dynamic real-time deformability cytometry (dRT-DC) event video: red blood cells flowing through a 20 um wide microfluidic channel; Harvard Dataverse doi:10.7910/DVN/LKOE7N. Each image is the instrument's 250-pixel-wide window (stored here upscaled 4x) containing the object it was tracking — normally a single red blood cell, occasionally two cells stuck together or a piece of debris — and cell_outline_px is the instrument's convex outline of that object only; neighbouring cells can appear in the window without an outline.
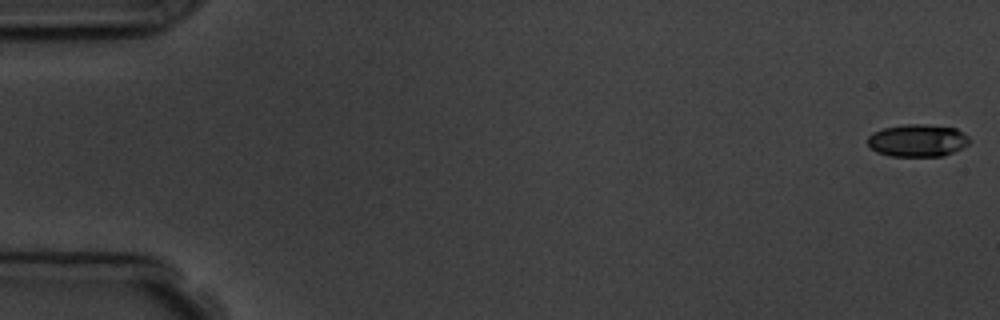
{"species": "common noctule bat (a hibernating species)", "species_latin": "Nyctalus noctula", "temperature_condition": "room temperature", "stored_images_in_passage": 11, "camera_frame_rate_fps": 3000, "um_per_image_px": 0.085, "animal": {"sex": "male", "body_mass_g": 19.5, "forearm_length_mm": 54.6}, "frame": {"image": 1, "passage_image": 1, "time_ms": 0.0, "image_size_px": [1000, 320], "cell_outline_px": [[972, 140], [968, 144], [944, 156], [888, 156], [876, 152], [868, 144], [868, 136], [872, 132], [884, 128], [904, 124], [924, 124], [956, 128], [968, 136]], "centroid_in_image_um": [77.98, 11.94], "position_along_channel_um": 7.0, "area_um2": 19.31}}
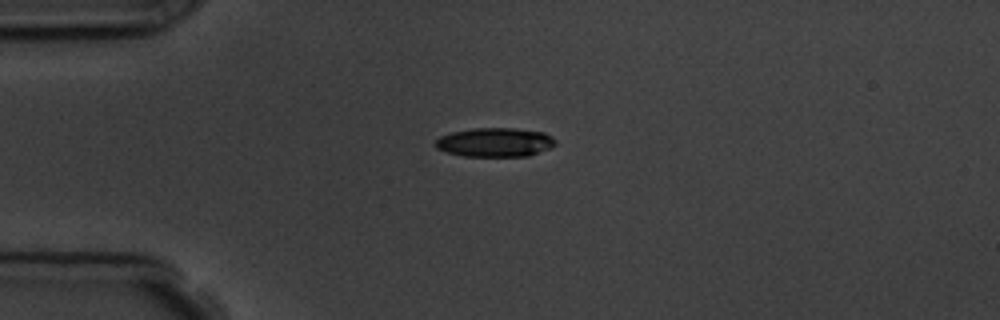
{"frame": {"image": 2, "passage_image": 4, "time_ms": 4.333, "image_size_px": [1000, 320], "cell_outline_px": [[556, 144], [552, 148], [528, 156], [464, 156], [448, 152], [436, 148], [432, 144], [440, 136], [452, 132], [472, 128], [516, 128], [544, 132], [552, 136], [556, 140]], "centroid_in_image_um": [42.1, 12.09], "position_along_channel_um": 42.9, "area_um2": 20.52}}
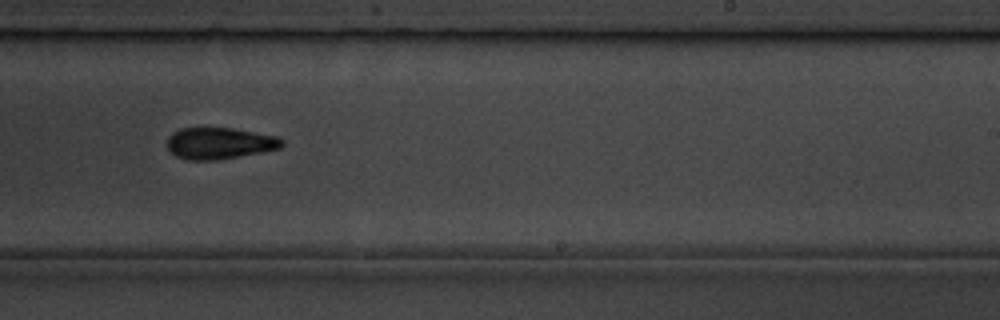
{"frame": {"image": 3, "passage_image": 10, "time_ms": 11.0, "image_size_px": [1000, 320], "cell_outline_px": [[284, 144], [280, 148], [220, 160], [188, 160], [176, 156], [168, 152], [168, 136], [172, 132], [180, 128], [232, 128], [276, 136], [284, 140]], "centroid_in_image_um": [18.63, 12.18], "position_along_channel_um": 270.4, "area_um2": 21.15}}